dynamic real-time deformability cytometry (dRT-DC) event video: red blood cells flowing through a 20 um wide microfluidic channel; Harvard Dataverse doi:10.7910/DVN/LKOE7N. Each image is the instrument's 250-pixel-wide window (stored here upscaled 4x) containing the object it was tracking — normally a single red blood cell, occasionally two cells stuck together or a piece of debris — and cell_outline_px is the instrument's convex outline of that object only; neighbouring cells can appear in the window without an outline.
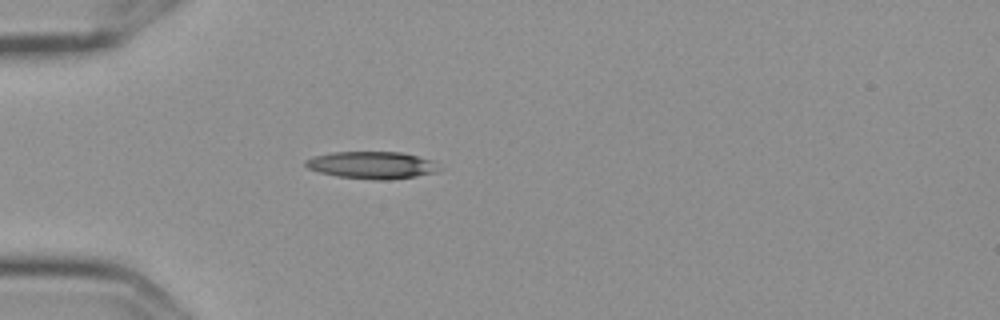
{"species": "Egyptian fruit bat (a non-hibernating species)", "species_latin": "Rousettus aegyptiacus", "temperature_condition": "cold", "stored_images_in_passage": 6, "camera_frame_rate_fps": 3000, "um_per_image_px": 0.085, "frame": {"image": 1, "passage_image": 4, "time_ms": 1.0, "image_size_px": [1000, 320], "cell_outline_px": [[440, 168], [436, 172], [416, 176], [388, 180], [376, 180], [336, 176], [320, 172], [308, 168], [304, 164], [304, 160], [312, 156], [332, 152], [400, 152], [432, 160]], "centroid_in_image_um": [31.57, 14.03], "position_along_channel_um": 53.4, "area_um2": 21.15}}
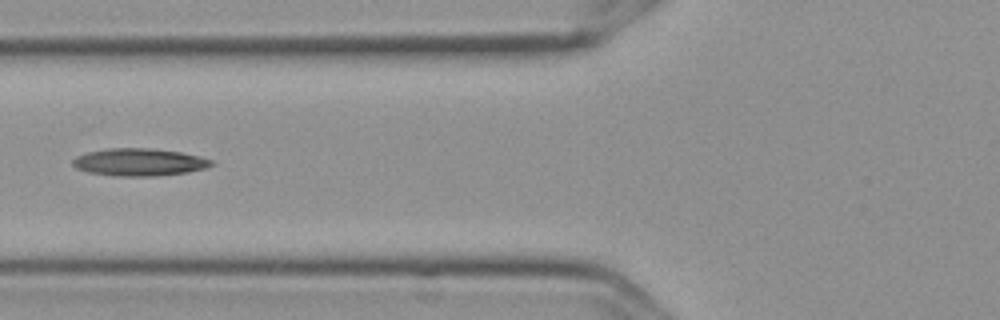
{"frame": {"image": 2, "passage_image": 6, "time_ms": 1.667, "image_size_px": [1000, 320], "cell_outline_px": [[212, 164], [204, 168], [188, 172], [156, 176], [116, 176], [88, 172], [76, 168], [72, 164], [72, 160], [76, 156], [88, 152], [108, 148], [152, 148], [180, 152], [200, 156], [212, 160]], "centroid_in_image_um": [11.81, 13.78], "position_along_channel_um": 114.0, "area_um2": 22.14}}